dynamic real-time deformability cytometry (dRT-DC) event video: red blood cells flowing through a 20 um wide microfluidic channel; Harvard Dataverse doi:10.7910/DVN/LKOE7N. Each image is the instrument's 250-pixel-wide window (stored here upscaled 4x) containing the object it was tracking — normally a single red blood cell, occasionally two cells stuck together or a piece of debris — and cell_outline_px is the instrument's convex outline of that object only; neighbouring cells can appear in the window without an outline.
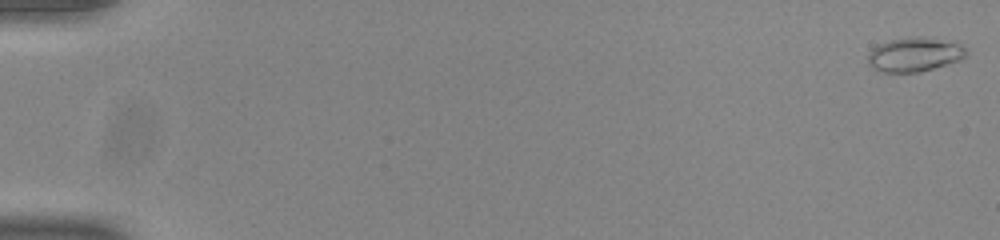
{"species": "common noctule bat (a hibernating species)", "species_latin": "Nyctalus noctula", "temperature_condition": "room temperature", "stored_images_in_passage": 54, "camera_frame_rate_fps": 3000, "um_per_image_px": 0.085, "animal": {"sex": "male", "body_mass_g": 20.0, "forearm_length_mm": 53.3}, "frame": {"image": 1, "passage_image": 1, "time_ms": 0.0, "image_size_px": [1000, 240], "cell_outline_px": [[968, 52], [960, 60], [920, 72], [880, 72], [872, 68], [868, 64], [868, 52], [872, 48], [880, 44], [892, 40], [912, 36], [928, 36], [960, 40]], "centroid_in_image_um": [77.8, 4.6], "position_along_channel_um": 7.2, "area_um2": 20.23}}
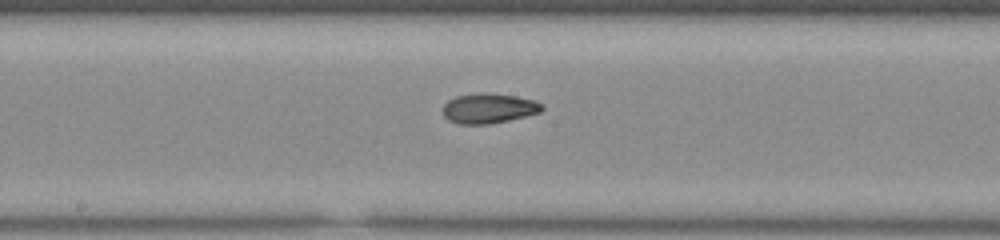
{"frame": {"image": 2, "passage_image": 30, "time_ms": 9.667, "image_size_px": [1000, 240], "cell_outline_px": [[544, 108], [540, 112], [508, 120], [488, 124], [456, 124], [448, 120], [444, 116], [444, 104], [448, 100], [456, 96], [480, 92], [484, 92], [516, 96], [536, 100], [544, 104]], "centroid_in_image_um": [41.55, 9.2], "position_along_channel_um": 206.7, "area_um2": 17.4}}
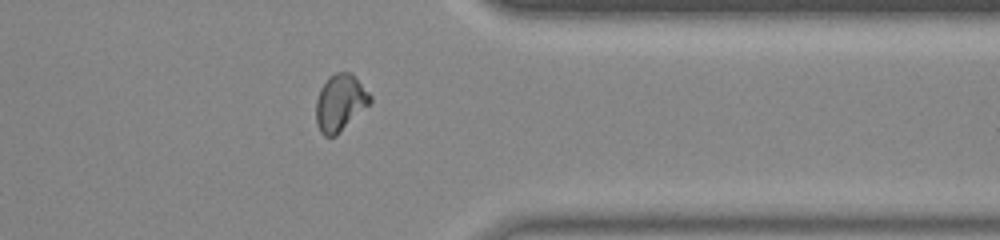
{"frame": {"image": 3, "passage_image": 44, "time_ms": 14.333, "image_size_px": [1000, 240], "cell_outline_px": [[372, 100], [336, 136], [324, 136], [320, 132], [316, 124], [316, 100], [320, 88], [328, 76], [336, 72], [352, 72], [356, 76], [372, 96]], "centroid_in_image_um": [28.89, 8.7], "position_along_channel_um": 382.5, "area_um2": 17.92}, "authors_computed_cell_mechanics": {"area_um2": 17.5134, "velocity_mm_per_s": 3.8955, "shape_relaxation_time_tau1_ms": null, "shape_relaxation_time_tau2_ms": 1.6389, "deformation_change_tau1": null, "deformation_change_tau2": 0.0728}}